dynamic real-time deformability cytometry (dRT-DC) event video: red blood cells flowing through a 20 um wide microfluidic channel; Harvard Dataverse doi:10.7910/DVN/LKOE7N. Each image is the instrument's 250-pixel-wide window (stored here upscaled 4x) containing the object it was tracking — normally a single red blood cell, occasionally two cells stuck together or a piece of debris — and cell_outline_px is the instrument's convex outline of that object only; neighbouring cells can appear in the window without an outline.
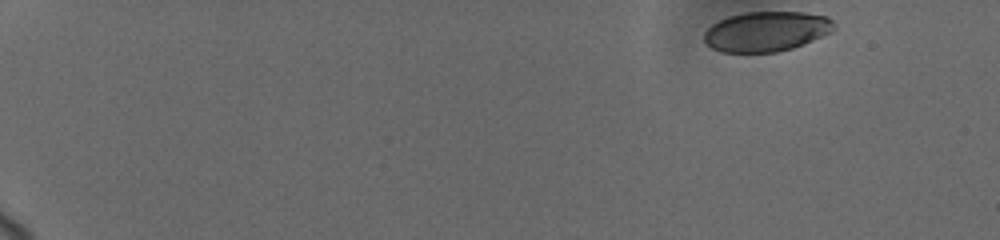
{"species": "human", "species_latin": "Homo sapiens", "temperature_condition": "cold", "stored_images_in_passage": 55, "camera_frame_rate_fps": 3000, "um_per_image_px": 0.085, "donor": {"sex": "female"}, "frame": {"image": 1, "passage_image": 1, "time_ms": 0.0, "image_size_px": [1000, 240], "cell_outline_px": [[836, 28], [820, 36], [792, 48], [776, 52], [720, 52], [712, 48], [704, 40], [704, 32], [712, 24], [728, 16], [744, 12], [804, 12], [828, 16], [836, 24]], "centroid_in_image_um": [65.13, 2.66], "position_along_channel_um": 19.9, "area_um2": 30.11}}
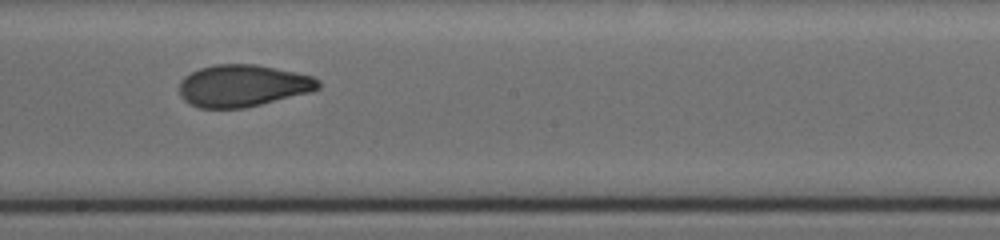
{"frame": {"image": 2, "passage_image": 29, "time_ms": 10.0, "image_size_px": [1000, 240], "cell_outline_px": [[320, 88], [308, 92], [244, 108], [200, 108], [184, 100], [180, 96], [180, 80], [184, 76], [200, 68], [216, 64], [256, 64], [296, 72], [312, 76], [320, 80]], "centroid_in_image_um": [20.62, 7.27], "position_along_channel_um": 227.6, "area_um2": 33.81}}
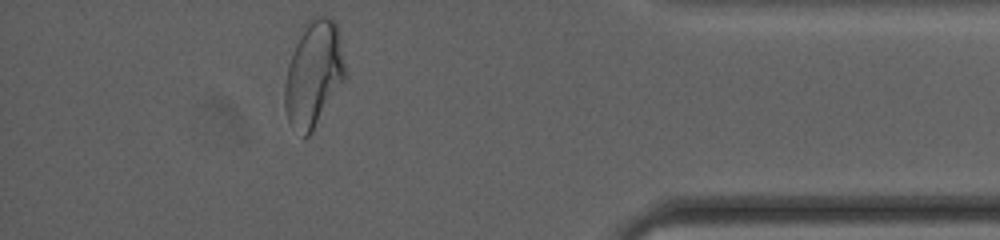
{"frame": {"image": 3, "passage_image": 55, "time_ms": 15.667, "image_size_px": [1000, 240], "cell_outline_px": [[348, 76], [312, 132], [308, 136], [304, 136], [288, 120], [284, 108], [284, 84], [288, 64], [304, 24], [312, 16], [328, 16], [336, 24], [340, 36]], "centroid_in_image_um": [26.69, 6.26], "position_along_channel_um": 408.5, "area_um2": 37.45}, "authors_computed_cell_mechanics": {"area_um2": 33.7552, "velocity_mm_per_s": 3.6802, "shape_relaxation_time_tau1_ms": 4.3893, "shape_relaxation_time_tau2_ms": 1.6987, "deformation_change_tau1": 0.1528, "deformation_change_tau2": 0.0654}}